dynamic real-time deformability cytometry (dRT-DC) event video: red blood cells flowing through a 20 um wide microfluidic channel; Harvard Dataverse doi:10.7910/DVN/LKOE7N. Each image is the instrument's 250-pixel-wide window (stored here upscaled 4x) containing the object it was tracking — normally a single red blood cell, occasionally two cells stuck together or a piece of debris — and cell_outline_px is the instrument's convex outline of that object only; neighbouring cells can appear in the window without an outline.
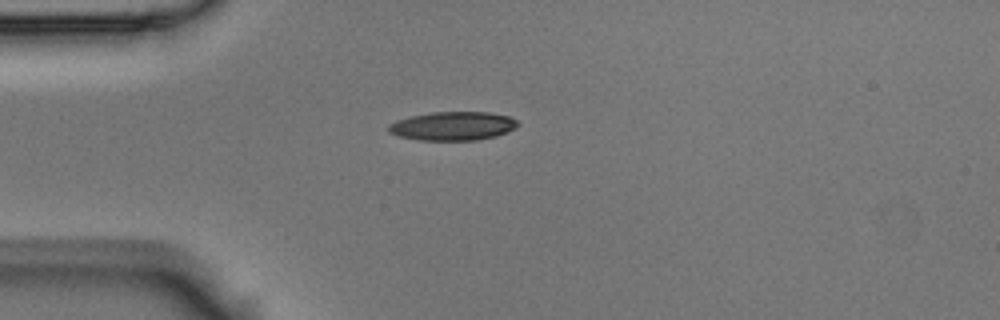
{"species": "Egyptian fruit bat (a non-hibernating species)", "species_latin": "Rousettus aegyptiacus", "temperature_condition": "room temperature", "stored_images_in_passage": 3, "camera_frame_rate_fps": 3000, "um_per_image_px": 0.085, "animal": {"sex": "male"}, "frame": {"image": 1, "passage_image": 1, "time_ms": 0.0, "image_size_px": [1000, 320], "cell_outline_px": [[520, 124], [516, 128], [508, 132], [496, 136], [476, 140], [420, 140], [400, 136], [388, 132], [388, 124], [396, 120], [412, 116], [432, 112], [488, 112], [508, 116], [516, 120]], "centroid_in_image_um": [38.51, 10.71], "position_along_channel_um": 46.5, "area_um2": 21.62}}
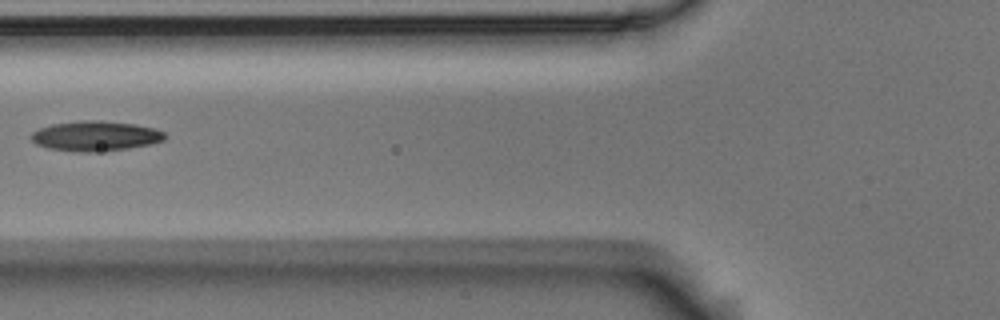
{"frame": {"image": 2, "passage_image": 3, "time_ms": 0.667, "image_size_px": [1000, 320], "cell_outline_px": [[168, 136], [164, 140], [148, 144], [128, 148], [96, 152], [80, 152], [48, 148], [36, 144], [28, 136], [32, 132], [40, 128], [52, 124], [80, 120], [96, 120], [136, 124], [156, 128], [164, 132]], "centroid_in_image_um": [8.11, 11.55], "position_along_channel_um": 117.7, "area_um2": 23.47}}